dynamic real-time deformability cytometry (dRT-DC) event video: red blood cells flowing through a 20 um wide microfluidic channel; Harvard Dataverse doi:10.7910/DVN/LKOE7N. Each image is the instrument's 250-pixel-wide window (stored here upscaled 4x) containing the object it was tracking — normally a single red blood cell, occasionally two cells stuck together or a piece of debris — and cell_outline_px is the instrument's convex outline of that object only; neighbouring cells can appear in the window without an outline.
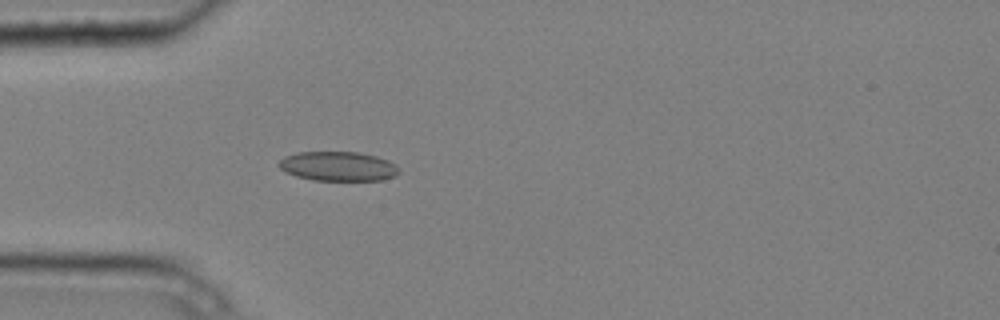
{"species": "common noctule bat (a hibernating species)", "species_latin": "Nyctalus noctula", "temperature_condition": "cold", "stored_images_in_passage": 2, "camera_frame_rate_fps": 3000, "um_per_image_px": 0.085, "animal": {"sex": "male", "body_mass_g": 20.4}, "frame": {"image": 1, "passage_image": 2, "time_ms": 0.333, "image_size_px": [1000, 320], "cell_outline_px": [[400, 172], [396, 176], [384, 180], [312, 180], [296, 176], [284, 172], [276, 164], [284, 156], [296, 152], [360, 152], [376, 156], [388, 160], [396, 164], [400, 168]], "centroid_in_image_um": [28.75, 14.13], "position_along_channel_um": 56.3, "area_um2": 20.92}}